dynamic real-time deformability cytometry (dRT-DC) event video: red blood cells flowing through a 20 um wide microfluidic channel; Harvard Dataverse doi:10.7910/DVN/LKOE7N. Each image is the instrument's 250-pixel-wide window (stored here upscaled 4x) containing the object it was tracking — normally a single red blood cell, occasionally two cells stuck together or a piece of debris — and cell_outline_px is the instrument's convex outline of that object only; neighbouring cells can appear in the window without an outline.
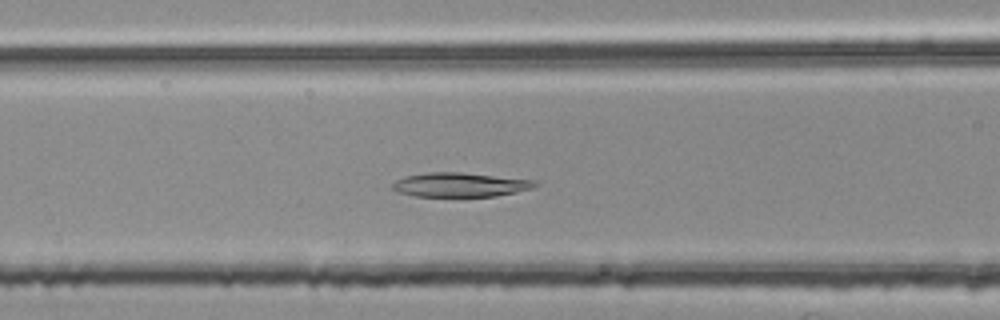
{"species": "common noctule bat (a hibernating species)", "species_latin": "Nyctalus noctula", "temperature_condition": "room temperature", "stored_images_in_passage": 44, "camera_frame_rate_fps": 3000, "um_per_image_px": 0.085, "animal": {"sex": "female", "body_mass_g": 25.1}, "frame": {"image": 1, "passage_image": 19, "time_ms": 6.0, "image_size_px": [1000, 320], "cell_outline_px": [[540, 184], [532, 188], [516, 192], [496, 196], [416, 196], [396, 192], [392, 188], [392, 184], [396, 180], [404, 176], [428, 172], [460, 172], [532, 180]], "centroid_in_image_um": [39.06, 15.7], "position_along_channel_um": 127.5, "area_um2": 20.0}}
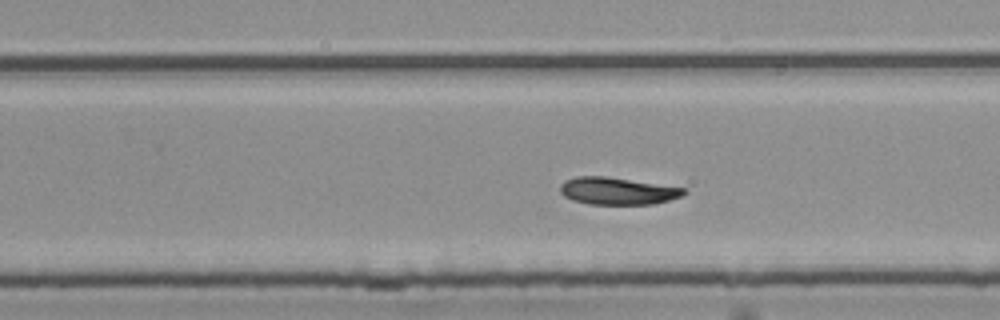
{"frame": {"image": 2, "passage_image": 31, "time_ms": 10.0, "image_size_px": [1000, 320], "cell_outline_px": [[688, 192], [684, 196], [652, 204], [588, 204], [572, 200], [564, 196], [560, 192], [560, 184], [564, 180], [576, 176], [604, 176], [688, 188]], "centroid_in_image_um": [52.5, 16.23], "position_along_channel_um": 277.3, "area_um2": 19.83}}
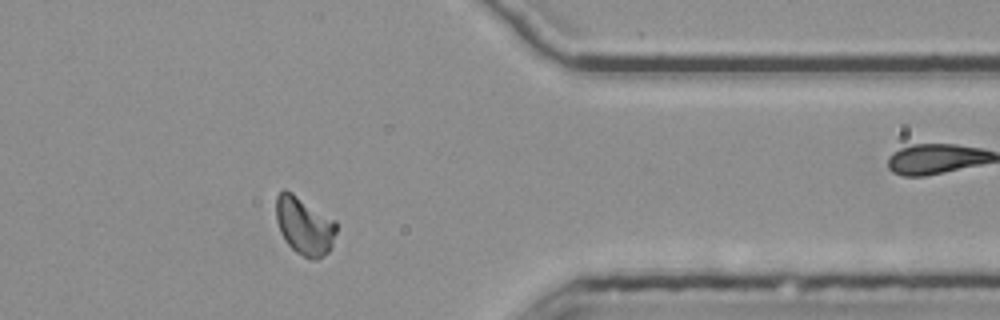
{"frame": {"image": 3, "passage_image": 41, "time_ms": 13.333, "image_size_px": [1000, 320], "cell_outline_px": [[336, 232], [332, 244], [328, 252], [324, 256], [316, 260], [308, 260], [296, 252], [284, 240], [280, 232], [276, 220], [276, 196], [284, 188], [292, 192], [336, 220]], "centroid_in_image_um": [25.87, 19.2], "position_along_channel_um": 385.5, "area_um2": 20.63}, "authors_computed_cell_mechanics": {"area_um2": 20.6635, "velocity_mm_per_s": 3.7552, "shape_relaxation_time_tau1_ms": 8.0684, "shape_relaxation_time_tau2_ms": null, "deformation_change_tau1": 0.1545, "deformation_change_tau2": null}}